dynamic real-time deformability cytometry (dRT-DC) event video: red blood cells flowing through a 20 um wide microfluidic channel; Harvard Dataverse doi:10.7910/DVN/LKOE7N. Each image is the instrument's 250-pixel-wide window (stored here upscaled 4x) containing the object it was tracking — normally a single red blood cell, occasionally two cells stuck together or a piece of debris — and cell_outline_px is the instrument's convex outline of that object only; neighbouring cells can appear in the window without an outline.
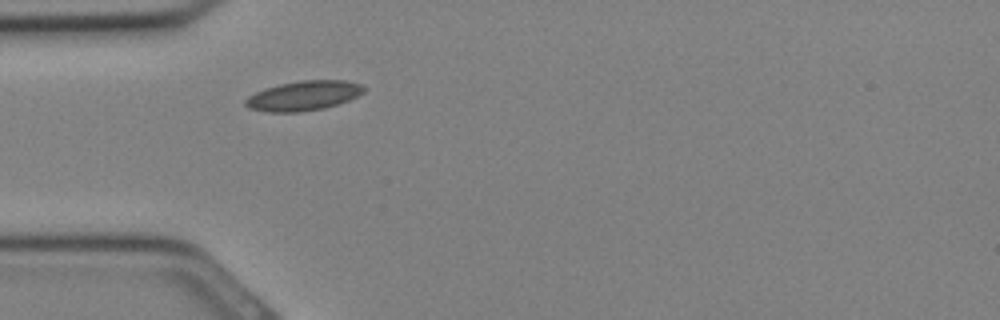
{"species": "Egyptian fruit bat (a non-hibernating species)", "species_latin": "Rousettus aegyptiacus", "temperature_condition": "cold", "stored_images_in_passage": 5, "camera_frame_rate_fps": 3000, "um_per_image_px": 0.085, "animal": {"sex": "female"}, "frame": {"image": 1, "passage_image": 1, "time_ms": 0.0, "image_size_px": [1000, 320], "cell_outline_px": [[368, 88], [364, 92], [348, 100], [324, 108], [300, 112], [268, 112], [248, 108], [244, 104], [244, 100], [248, 96], [264, 88], [280, 84], [300, 80], [348, 80], [364, 84]], "centroid_in_image_um": [25.82, 8.12], "position_along_channel_um": 59.2, "area_um2": 20.69}}
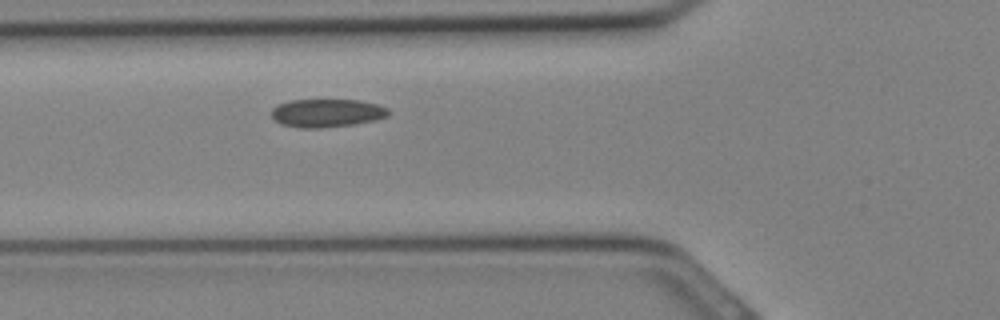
{"frame": {"image": 2, "passage_image": 3, "time_ms": 0.667, "image_size_px": [1000, 320], "cell_outline_px": [[392, 112], [388, 116], [372, 120], [352, 124], [320, 128], [300, 128], [280, 124], [272, 116], [272, 108], [276, 104], [288, 100], [360, 100], [376, 104], [388, 108]], "centroid_in_image_um": [27.76, 9.6], "position_along_channel_um": 98.0, "area_um2": 19.25}}
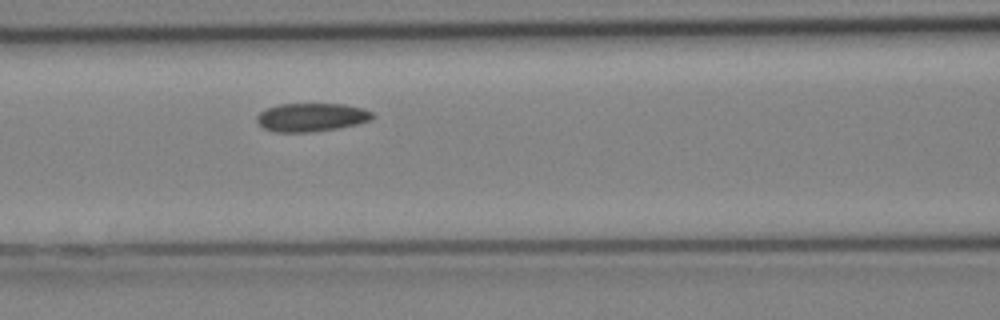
{"frame": {"image": 3, "passage_image": 5, "time_ms": 1.333, "image_size_px": [1000, 320], "cell_outline_px": [[376, 116], [372, 120], [360, 124], [340, 128], [312, 132], [276, 132], [264, 128], [256, 120], [256, 116], [260, 112], [268, 108], [280, 104], [344, 104], [364, 108], [372, 112]], "centroid_in_image_um": [26.54, 9.97], "position_along_channel_um": 140.1, "area_um2": 19.36}}